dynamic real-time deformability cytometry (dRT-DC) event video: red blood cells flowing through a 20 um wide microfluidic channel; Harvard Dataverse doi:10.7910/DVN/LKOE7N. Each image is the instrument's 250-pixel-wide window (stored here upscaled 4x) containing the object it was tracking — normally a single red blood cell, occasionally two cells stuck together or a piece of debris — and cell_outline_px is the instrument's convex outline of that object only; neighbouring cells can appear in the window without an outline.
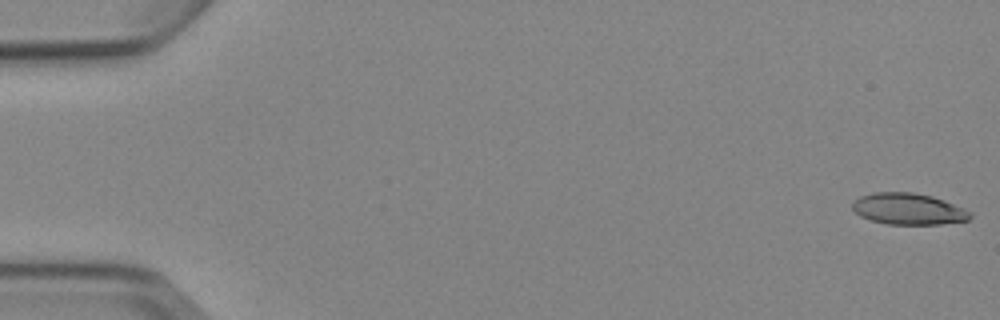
{"species": "Egyptian fruit bat (a non-hibernating species)", "species_latin": "Rousettus aegyptiacus", "temperature_condition": "cold", "stored_images_in_passage": 6, "camera_frame_rate_fps": 3000, "um_per_image_px": 0.085, "animal": {"sex": "female"}, "frame": {"image": 1, "passage_image": 1, "time_ms": 0.0, "image_size_px": [1000, 320], "cell_outline_px": [[972, 216], [968, 220], [940, 224], [888, 224], [872, 220], [860, 216], [852, 208], [852, 204], [860, 196], [872, 192], [912, 192], [932, 196], [944, 200], [964, 208], [972, 212]], "centroid_in_image_um": [77.23, 17.75], "position_along_channel_um": 7.8, "area_um2": 21.5}}
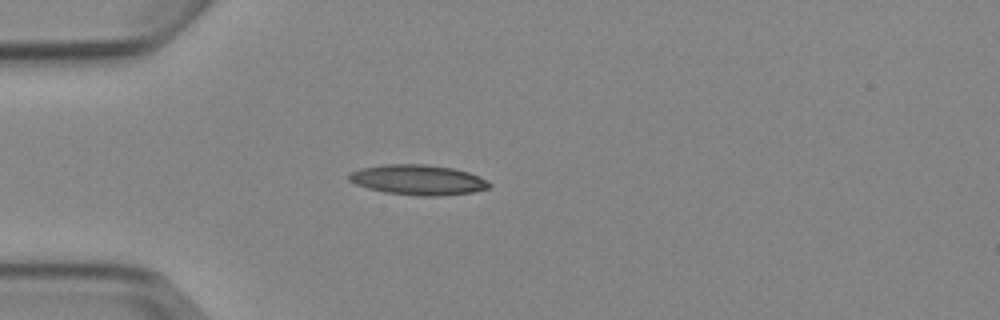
{"frame": {"image": 2, "passage_image": 5, "time_ms": 4.667, "image_size_px": [1000, 320], "cell_outline_px": [[492, 184], [488, 188], [472, 192], [436, 196], [420, 196], [384, 192], [368, 188], [356, 184], [348, 180], [348, 172], [360, 168], [384, 164], [424, 164], [452, 168], [468, 172], [480, 176], [488, 180]], "centroid_in_image_um": [35.51, 15.28], "position_along_channel_um": 49.5, "area_um2": 24.74}}